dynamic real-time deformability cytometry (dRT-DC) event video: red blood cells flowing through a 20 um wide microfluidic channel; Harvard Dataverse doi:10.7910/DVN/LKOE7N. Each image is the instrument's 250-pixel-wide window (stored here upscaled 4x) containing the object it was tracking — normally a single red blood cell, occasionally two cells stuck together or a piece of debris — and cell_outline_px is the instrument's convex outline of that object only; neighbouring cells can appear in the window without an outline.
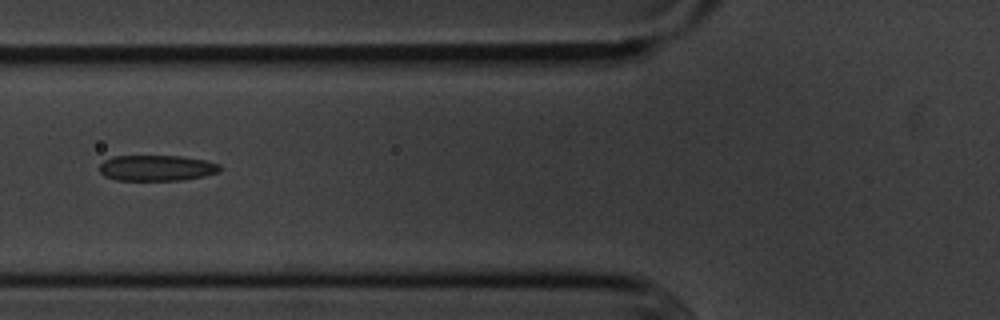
{"species": "common noctule bat (a hibernating species)", "species_latin": "Nyctalus noctula", "temperature_condition": "cold", "stored_images_in_passage": 7, "camera_frame_rate_fps": 3000, "um_per_image_px": 0.085, "animal": {"sex": "male", "body_mass_g": 20.1, "forearm_length_mm": 53.5}, "frame": {"image": 1, "passage_image": 6, "time_ms": 5.667, "image_size_px": [1000, 320], "cell_outline_px": [[220, 172], [204, 176], [180, 180], [116, 180], [104, 176], [100, 172], [100, 164], [104, 160], [112, 156], [180, 156], [204, 160], [220, 164]], "centroid_in_image_um": [13.3, 14.28], "position_along_channel_um": 112.5, "area_um2": 18.09}}
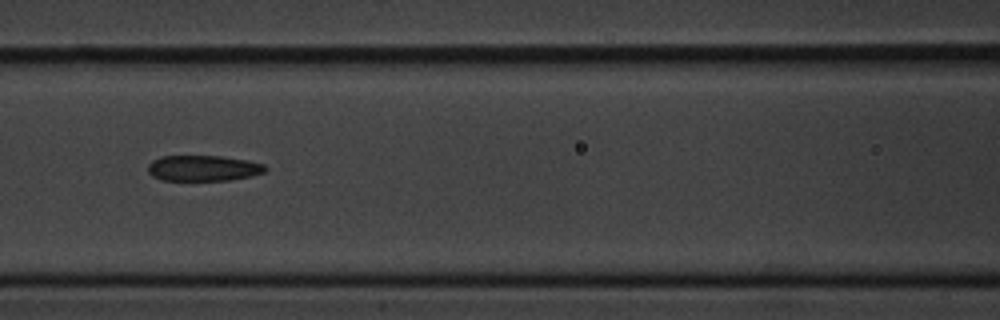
{"frame": {"image": 2, "passage_image": 7, "time_ms": 6.667, "image_size_px": [1000, 320], "cell_outline_px": [[268, 168], [264, 172], [252, 176], [228, 180], [160, 180], [152, 176], [148, 172], [148, 164], [152, 160], [160, 156], [224, 156], [248, 160], [264, 164]], "centroid_in_image_um": [17.27, 14.29], "position_along_channel_um": 149.3, "area_um2": 17.74}}